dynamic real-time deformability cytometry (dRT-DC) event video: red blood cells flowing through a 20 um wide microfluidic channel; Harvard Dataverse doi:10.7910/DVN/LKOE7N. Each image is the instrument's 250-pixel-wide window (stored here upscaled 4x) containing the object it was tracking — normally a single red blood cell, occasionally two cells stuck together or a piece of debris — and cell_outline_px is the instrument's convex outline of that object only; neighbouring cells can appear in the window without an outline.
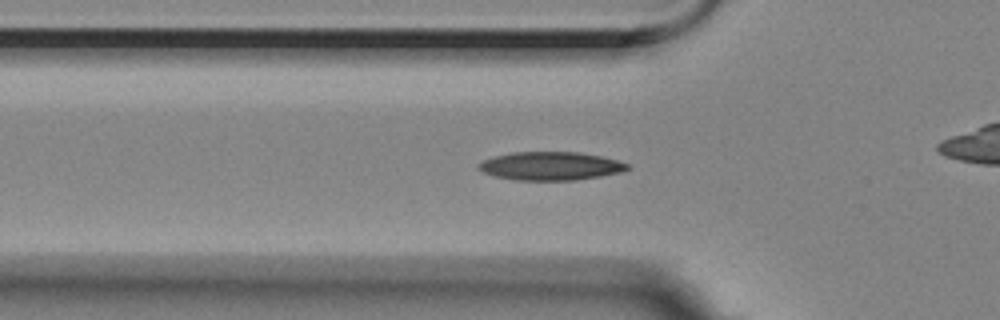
{"species": "Egyptian fruit bat (a non-hibernating species)", "species_latin": "Rousettus aegyptiacus", "temperature_condition": "room temperature", "stored_images_in_passage": 57, "camera_frame_rate_fps": 3000, "um_per_image_px": 0.085, "animal": {"sex": "female"}, "frame": {"image": 1, "passage_image": 18, "time_ms": 5.667, "image_size_px": [1000, 320], "cell_outline_px": [[632, 168], [620, 172], [600, 176], [576, 180], [516, 180], [496, 176], [484, 172], [480, 168], [480, 164], [484, 160], [496, 156], [512, 152], [580, 152], [600, 156], [616, 160], [628, 164]], "centroid_in_image_um": [46.85, 14.11], "position_along_channel_um": 78.9, "area_um2": 24.28}}
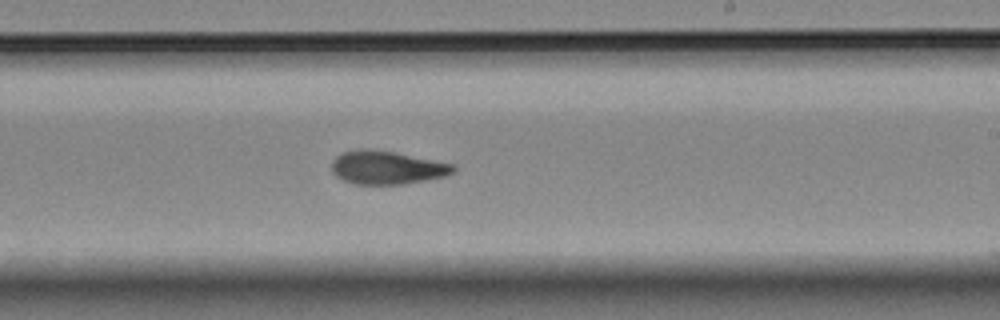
{"frame": {"image": 2, "passage_image": 33, "time_ms": 10.667, "image_size_px": [1000, 320], "cell_outline_px": [[456, 172], [444, 176], [404, 184], [352, 184], [336, 176], [332, 172], [332, 160], [340, 152], [360, 148], [368, 148], [392, 152], [452, 164], [456, 168]], "centroid_in_image_um": [32.83, 14.24], "position_along_channel_um": 256.2, "area_um2": 23.52}}
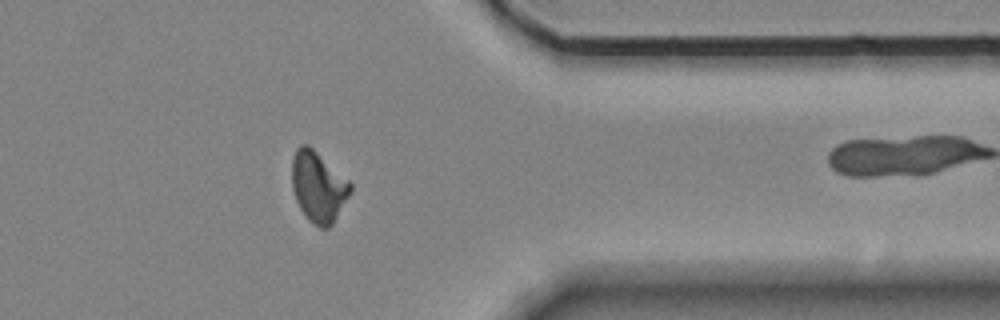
{"frame": {"image": 3, "passage_image": 45, "time_ms": 14.667, "image_size_px": [1000, 320], "cell_outline_px": [[352, 188], [348, 196], [332, 224], [328, 228], [320, 228], [308, 220], [300, 208], [296, 200], [292, 188], [292, 156], [296, 148], [300, 144], [308, 144], [348, 180], [352, 184]], "centroid_in_image_um": [27.02, 15.86], "position_along_channel_um": 384.4, "area_um2": 23.81}, "authors_computed_cell_mechanics": {"area_um2": 23.2934, "velocity_mm_per_s": 3.5245, "shape_relaxation_time_tau1_ms": 9.1645, "shape_relaxation_time_tau2_ms": 3.4948, "deformation_change_tau1": 0.1908, "deformation_change_tau2": 0.0972}}